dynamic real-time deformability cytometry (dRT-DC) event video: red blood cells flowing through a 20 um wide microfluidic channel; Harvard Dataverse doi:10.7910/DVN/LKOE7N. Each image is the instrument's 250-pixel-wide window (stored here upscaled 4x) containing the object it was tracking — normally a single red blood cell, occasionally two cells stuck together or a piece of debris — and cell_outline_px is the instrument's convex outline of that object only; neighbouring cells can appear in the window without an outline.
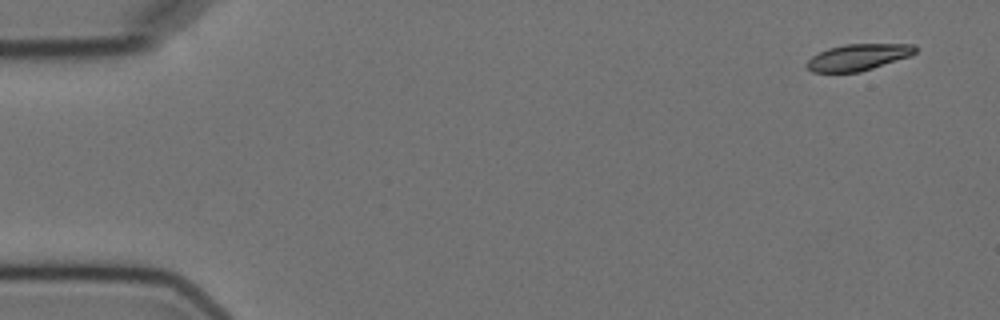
{"species": "Egyptian fruit bat (a non-hibernating species)", "species_latin": "Rousettus aegyptiacus", "temperature_condition": "cold", "stored_images_in_passage": 6, "camera_frame_rate_fps": 3000, "um_per_image_px": 0.085, "animal": {"sex": "female"}, "frame": {"image": 1, "passage_image": 1, "time_ms": 0.0, "image_size_px": [1000, 320], "cell_outline_px": [[916, 52], [912, 56], [860, 72], [812, 72], [804, 64], [812, 56], [828, 48], [844, 44], [912, 44], [916, 48]], "centroid_in_image_um": [72.95, 4.86], "position_along_channel_um": 12.1, "area_um2": 16.76}}
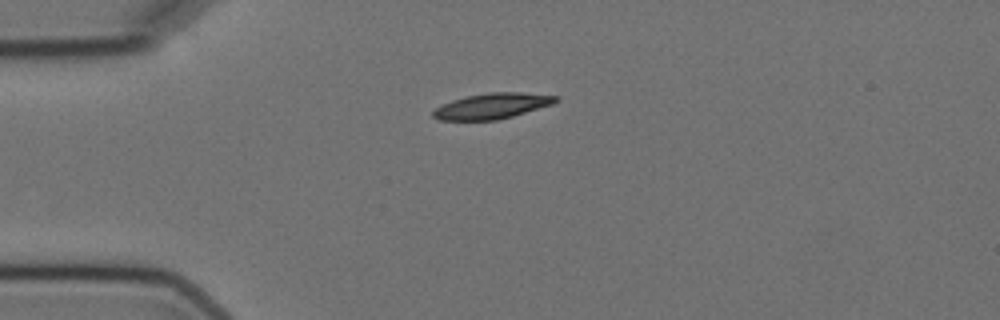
{"frame": {"image": 2, "passage_image": 4, "time_ms": 3.667, "image_size_px": [1000, 320], "cell_outline_px": [[560, 100], [552, 104], [512, 116], [496, 120], [440, 120], [432, 116], [432, 112], [436, 108], [452, 100], [468, 96], [488, 92], [520, 92], [560, 96]], "centroid_in_image_um": [41.85, 9.0], "position_along_channel_um": 43.1, "area_um2": 18.15}}
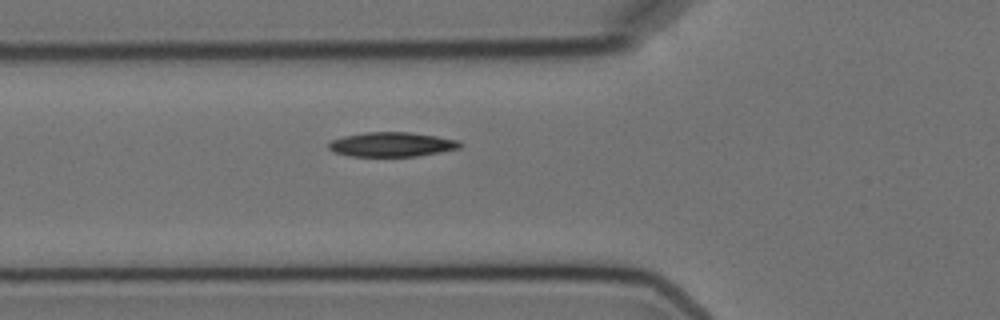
{"frame": {"image": 3, "passage_image": 6, "time_ms": 5.667, "image_size_px": [1000, 320], "cell_outline_px": [[464, 144], [460, 148], [440, 152], [416, 156], [348, 156], [332, 152], [328, 148], [328, 144], [332, 140], [344, 136], [364, 132], [408, 132], [436, 136], [456, 140]], "centroid_in_image_um": [33.27, 12.28], "position_along_channel_um": 92.5, "area_um2": 18.73}}